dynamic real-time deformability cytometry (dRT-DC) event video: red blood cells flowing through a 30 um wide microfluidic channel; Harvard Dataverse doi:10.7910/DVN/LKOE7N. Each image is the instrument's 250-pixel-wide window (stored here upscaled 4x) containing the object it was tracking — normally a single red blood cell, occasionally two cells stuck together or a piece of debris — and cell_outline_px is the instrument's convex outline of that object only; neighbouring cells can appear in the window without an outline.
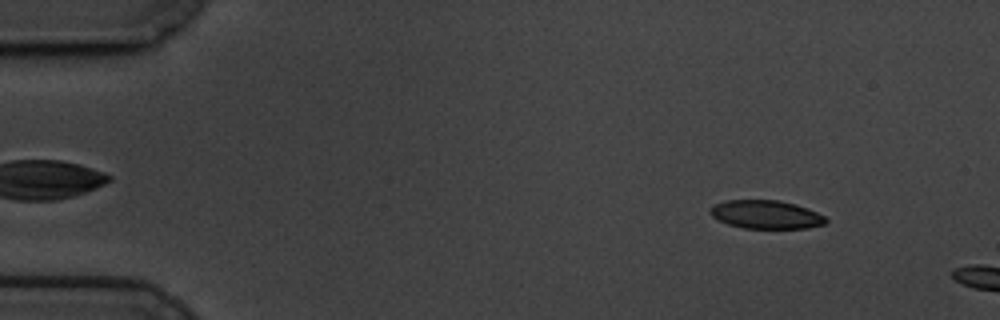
{"species": "common noctule bat (a hibernating species)", "species_latin": "Nyctalus noctula", "temperature_condition": "cold", "stored_images_in_passage": 10, "camera_frame_rate_fps": 3000, "um_per_image_px": 0.085, "animal": {"sex": "male", "body_mass_g": 19.5, "forearm_length_mm": 54.6}, "frame": {"image": 1, "passage_image": 6, "time_ms": 1.667, "image_size_px": [1000, 320], "cell_outline_px": [[828, 220], [824, 224], [808, 228], [744, 228], [728, 224], [712, 216], [708, 212], [712, 204], [724, 200], [776, 200], [796, 204], [808, 208], [824, 216]], "centroid_in_image_um": [65.08, 18.22], "position_along_channel_um": 19.9, "area_um2": 19.19}}